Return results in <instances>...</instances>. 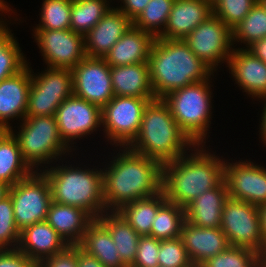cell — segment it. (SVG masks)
I'll list each match as a JSON object with an SVG mask.
<instances>
[{"label":"cell","mask_w":266,"mask_h":267,"mask_svg":"<svg viewBox=\"0 0 266 267\" xmlns=\"http://www.w3.org/2000/svg\"><path fill=\"white\" fill-rule=\"evenodd\" d=\"M119 149L111 163L102 168L106 211H117L131 201L161 191L162 165L129 147Z\"/></svg>","instance_id":"cell-1"},{"label":"cell","mask_w":266,"mask_h":267,"mask_svg":"<svg viewBox=\"0 0 266 267\" xmlns=\"http://www.w3.org/2000/svg\"><path fill=\"white\" fill-rule=\"evenodd\" d=\"M193 148L194 152L162 165L161 190L168 201L182 208L224 181L225 159L207 151L204 144Z\"/></svg>","instance_id":"cell-2"},{"label":"cell","mask_w":266,"mask_h":267,"mask_svg":"<svg viewBox=\"0 0 266 267\" xmlns=\"http://www.w3.org/2000/svg\"><path fill=\"white\" fill-rule=\"evenodd\" d=\"M148 65L152 89L158 99L214 76V71L200 60L182 39L155 38Z\"/></svg>","instance_id":"cell-3"},{"label":"cell","mask_w":266,"mask_h":267,"mask_svg":"<svg viewBox=\"0 0 266 267\" xmlns=\"http://www.w3.org/2000/svg\"><path fill=\"white\" fill-rule=\"evenodd\" d=\"M195 145L176 123L169 106L156 98L145 107L139 132L127 147L163 165L182 157L187 150L192 152Z\"/></svg>","instance_id":"cell-4"},{"label":"cell","mask_w":266,"mask_h":267,"mask_svg":"<svg viewBox=\"0 0 266 267\" xmlns=\"http://www.w3.org/2000/svg\"><path fill=\"white\" fill-rule=\"evenodd\" d=\"M58 165V166H57ZM59 165L40 169L47 177L52 201L76 206L98 219L106 211L103 188V171L100 168Z\"/></svg>","instance_id":"cell-5"},{"label":"cell","mask_w":266,"mask_h":267,"mask_svg":"<svg viewBox=\"0 0 266 267\" xmlns=\"http://www.w3.org/2000/svg\"><path fill=\"white\" fill-rule=\"evenodd\" d=\"M12 128L9 131L18 141L22 158L33 171H39L44 164L47 168L46 164H53L59 158L61 161L62 156L73 152L63 142L55 116L25 117L20 122L19 132Z\"/></svg>","instance_id":"cell-6"},{"label":"cell","mask_w":266,"mask_h":267,"mask_svg":"<svg viewBox=\"0 0 266 267\" xmlns=\"http://www.w3.org/2000/svg\"><path fill=\"white\" fill-rule=\"evenodd\" d=\"M211 81L193 83L170 92L162 99L180 128L195 144L206 143L212 118ZM210 123V124H209Z\"/></svg>","instance_id":"cell-7"},{"label":"cell","mask_w":266,"mask_h":267,"mask_svg":"<svg viewBox=\"0 0 266 267\" xmlns=\"http://www.w3.org/2000/svg\"><path fill=\"white\" fill-rule=\"evenodd\" d=\"M9 195L19 231L47 219L52 193L50 183L42 171H33L10 186Z\"/></svg>","instance_id":"cell-8"},{"label":"cell","mask_w":266,"mask_h":267,"mask_svg":"<svg viewBox=\"0 0 266 267\" xmlns=\"http://www.w3.org/2000/svg\"><path fill=\"white\" fill-rule=\"evenodd\" d=\"M150 101L151 98L114 96L101 108L102 127L110 144L127 147L136 138L144 109Z\"/></svg>","instance_id":"cell-9"},{"label":"cell","mask_w":266,"mask_h":267,"mask_svg":"<svg viewBox=\"0 0 266 267\" xmlns=\"http://www.w3.org/2000/svg\"><path fill=\"white\" fill-rule=\"evenodd\" d=\"M220 229L230 246L249 248L257 254L263 249L259 209L251 203L228 198L223 205Z\"/></svg>","instance_id":"cell-10"},{"label":"cell","mask_w":266,"mask_h":267,"mask_svg":"<svg viewBox=\"0 0 266 267\" xmlns=\"http://www.w3.org/2000/svg\"><path fill=\"white\" fill-rule=\"evenodd\" d=\"M190 50L214 72L233 53V33L218 17L211 15L183 39ZM233 46V47H232Z\"/></svg>","instance_id":"cell-11"},{"label":"cell","mask_w":266,"mask_h":267,"mask_svg":"<svg viewBox=\"0 0 266 267\" xmlns=\"http://www.w3.org/2000/svg\"><path fill=\"white\" fill-rule=\"evenodd\" d=\"M32 31L47 67L72 70L86 57L85 36L71 29Z\"/></svg>","instance_id":"cell-12"},{"label":"cell","mask_w":266,"mask_h":267,"mask_svg":"<svg viewBox=\"0 0 266 267\" xmlns=\"http://www.w3.org/2000/svg\"><path fill=\"white\" fill-rule=\"evenodd\" d=\"M55 118L60 136L71 150L72 144H76L74 140L89 136L102 127L101 107L74 94L62 101Z\"/></svg>","instance_id":"cell-13"},{"label":"cell","mask_w":266,"mask_h":267,"mask_svg":"<svg viewBox=\"0 0 266 267\" xmlns=\"http://www.w3.org/2000/svg\"><path fill=\"white\" fill-rule=\"evenodd\" d=\"M71 71L77 97L101 108L114 97L110 66L104 58L86 56Z\"/></svg>","instance_id":"cell-14"},{"label":"cell","mask_w":266,"mask_h":267,"mask_svg":"<svg viewBox=\"0 0 266 267\" xmlns=\"http://www.w3.org/2000/svg\"><path fill=\"white\" fill-rule=\"evenodd\" d=\"M224 181L229 198L257 207L266 204V168L263 166L250 160L230 163L225 159Z\"/></svg>","instance_id":"cell-15"},{"label":"cell","mask_w":266,"mask_h":267,"mask_svg":"<svg viewBox=\"0 0 266 267\" xmlns=\"http://www.w3.org/2000/svg\"><path fill=\"white\" fill-rule=\"evenodd\" d=\"M226 67L229 68V73L243 92L251 95L253 99H266L265 62L255 57L244 46L234 48Z\"/></svg>","instance_id":"cell-16"},{"label":"cell","mask_w":266,"mask_h":267,"mask_svg":"<svg viewBox=\"0 0 266 267\" xmlns=\"http://www.w3.org/2000/svg\"><path fill=\"white\" fill-rule=\"evenodd\" d=\"M69 245L45 220L20 231L18 250L40 265L44 260L61 253Z\"/></svg>","instance_id":"cell-17"},{"label":"cell","mask_w":266,"mask_h":267,"mask_svg":"<svg viewBox=\"0 0 266 267\" xmlns=\"http://www.w3.org/2000/svg\"><path fill=\"white\" fill-rule=\"evenodd\" d=\"M180 238L191 263L195 265H201L230 246L220 228L196 227L186 220L182 224Z\"/></svg>","instance_id":"cell-18"},{"label":"cell","mask_w":266,"mask_h":267,"mask_svg":"<svg viewBox=\"0 0 266 267\" xmlns=\"http://www.w3.org/2000/svg\"><path fill=\"white\" fill-rule=\"evenodd\" d=\"M132 25L133 22L125 14L112 6L85 35L86 56L104 58Z\"/></svg>","instance_id":"cell-19"},{"label":"cell","mask_w":266,"mask_h":267,"mask_svg":"<svg viewBox=\"0 0 266 267\" xmlns=\"http://www.w3.org/2000/svg\"><path fill=\"white\" fill-rule=\"evenodd\" d=\"M211 15V0H175L167 25L159 38L183 40Z\"/></svg>","instance_id":"cell-20"},{"label":"cell","mask_w":266,"mask_h":267,"mask_svg":"<svg viewBox=\"0 0 266 267\" xmlns=\"http://www.w3.org/2000/svg\"><path fill=\"white\" fill-rule=\"evenodd\" d=\"M31 87V67L26 66L16 75L0 81V122L8 129L15 117L21 121L26 116Z\"/></svg>","instance_id":"cell-21"},{"label":"cell","mask_w":266,"mask_h":267,"mask_svg":"<svg viewBox=\"0 0 266 267\" xmlns=\"http://www.w3.org/2000/svg\"><path fill=\"white\" fill-rule=\"evenodd\" d=\"M94 218L82 208L51 202L46 221L69 246L81 243Z\"/></svg>","instance_id":"cell-22"},{"label":"cell","mask_w":266,"mask_h":267,"mask_svg":"<svg viewBox=\"0 0 266 267\" xmlns=\"http://www.w3.org/2000/svg\"><path fill=\"white\" fill-rule=\"evenodd\" d=\"M154 37L133 25L114 44L104 59L110 67L148 63Z\"/></svg>","instance_id":"cell-23"},{"label":"cell","mask_w":266,"mask_h":267,"mask_svg":"<svg viewBox=\"0 0 266 267\" xmlns=\"http://www.w3.org/2000/svg\"><path fill=\"white\" fill-rule=\"evenodd\" d=\"M228 198L227 186L223 181L185 207V220L196 227L220 228L223 205Z\"/></svg>","instance_id":"cell-24"},{"label":"cell","mask_w":266,"mask_h":267,"mask_svg":"<svg viewBox=\"0 0 266 267\" xmlns=\"http://www.w3.org/2000/svg\"><path fill=\"white\" fill-rule=\"evenodd\" d=\"M110 74L114 96L156 99L148 63L110 67Z\"/></svg>","instance_id":"cell-25"},{"label":"cell","mask_w":266,"mask_h":267,"mask_svg":"<svg viewBox=\"0 0 266 267\" xmlns=\"http://www.w3.org/2000/svg\"><path fill=\"white\" fill-rule=\"evenodd\" d=\"M78 246L96 257L105 267H127L119 256L108 228L99 219L90 223Z\"/></svg>","instance_id":"cell-26"},{"label":"cell","mask_w":266,"mask_h":267,"mask_svg":"<svg viewBox=\"0 0 266 267\" xmlns=\"http://www.w3.org/2000/svg\"><path fill=\"white\" fill-rule=\"evenodd\" d=\"M98 219L108 228L122 262L130 267L136 258L141 236L116 211L104 212Z\"/></svg>","instance_id":"cell-27"},{"label":"cell","mask_w":266,"mask_h":267,"mask_svg":"<svg viewBox=\"0 0 266 267\" xmlns=\"http://www.w3.org/2000/svg\"><path fill=\"white\" fill-rule=\"evenodd\" d=\"M162 190L150 197L131 201L116 212L140 235H150L159 207L166 201Z\"/></svg>","instance_id":"cell-28"},{"label":"cell","mask_w":266,"mask_h":267,"mask_svg":"<svg viewBox=\"0 0 266 267\" xmlns=\"http://www.w3.org/2000/svg\"><path fill=\"white\" fill-rule=\"evenodd\" d=\"M32 172L22 158L17 139L8 131L0 139V181L13 186Z\"/></svg>","instance_id":"cell-29"},{"label":"cell","mask_w":266,"mask_h":267,"mask_svg":"<svg viewBox=\"0 0 266 267\" xmlns=\"http://www.w3.org/2000/svg\"><path fill=\"white\" fill-rule=\"evenodd\" d=\"M31 88L39 95L55 96L61 101L73 95V76L69 69L47 67L40 74H33Z\"/></svg>","instance_id":"cell-30"},{"label":"cell","mask_w":266,"mask_h":267,"mask_svg":"<svg viewBox=\"0 0 266 267\" xmlns=\"http://www.w3.org/2000/svg\"><path fill=\"white\" fill-rule=\"evenodd\" d=\"M109 0H72L70 29L85 36L112 8Z\"/></svg>","instance_id":"cell-31"},{"label":"cell","mask_w":266,"mask_h":267,"mask_svg":"<svg viewBox=\"0 0 266 267\" xmlns=\"http://www.w3.org/2000/svg\"><path fill=\"white\" fill-rule=\"evenodd\" d=\"M5 21L0 25V81L12 77L29 63Z\"/></svg>","instance_id":"cell-32"},{"label":"cell","mask_w":266,"mask_h":267,"mask_svg":"<svg viewBox=\"0 0 266 267\" xmlns=\"http://www.w3.org/2000/svg\"><path fill=\"white\" fill-rule=\"evenodd\" d=\"M185 221V208L166 200L158 209L150 236L157 240L179 238Z\"/></svg>","instance_id":"cell-33"},{"label":"cell","mask_w":266,"mask_h":267,"mask_svg":"<svg viewBox=\"0 0 266 267\" xmlns=\"http://www.w3.org/2000/svg\"><path fill=\"white\" fill-rule=\"evenodd\" d=\"M175 0H150L133 26L158 38L164 31Z\"/></svg>","instance_id":"cell-34"},{"label":"cell","mask_w":266,"mask_h":267,"mask_svg":"<svg viewBox=\"0 0 266 267\" xmlns=\"http://www.w3.org/2000/svg\"><path fill=\"white\" fill-rule=\"evenodd\" d=\"M233 44H246L266 37V8L258 1L244 19L232 30Z\"/></svg>","instance_id":"cell-35"},{"label":"cell","mask_w":266,"mask_h":267,"mask_svg":"<svg viewBox=\"0 0 266 267\" xmlns=\"http://www.w3.org/2000/svg\"><path fill=\"white\" fill-rule=\"evenodd\" d=\"M72 0H43L40 22L34 30L70 29Z\"/></svg>","instance_id":"cell-36"},{"label":"cell","mask_w":266,"mask_h":267,"mask_svg":"<svg viewBox=\"0 0 266 267\" xmlns=\"http://www.w3.org/2000/svg\"><path fill=\"white\" fill-rule=\"evenodd\" d=\"M212 13L233 30L258 0H211Z\"/></svg>","instance_id":"cell-37"},{"label":"cell","mask_w":266,"mask_h":267,"mask_svg":"<svg viewBox=\"0 0 266 267\" xmlns=\"http://www.w3.org/2000/svg\"><path fill=\"white\" fill-rule=\"evenodd\" d=\"M20 231L14 219V210L10 195L0 200V250L17 249Z\"/></svg>","instance_id":"cell-38"},{"label":"cell","mask_w":266,"mask_h":267,"mask_svg":"<svg viewBox=\"0 0 266 267\" xmlns=\"http://www.w3.org/2000/svg\"><path fill=\"white\" fill-rule=\"evenodd\" d=\"M258 254L245 247L229 246L214 257L204 261L202 267H248Z\"/></svg>","instance_id":"cell-39"},{"label":"cell","mask_w":266,"mask_h":267,"mask_svg":"<svg viewBox=\"0 0 266 267\" xmlns=\"http://www.w3.org/2000/svg\"><path fill=\"white\" fill-rule=\"evenodd\" d=\"M158 262L161 267H190L192 265L180 237L160 241Z\"/></svg>","instance_id":"cell-40"},{"label":"cell","mask_w":266,"mask_h":267,"mask_svg":"<svg viewBox=\"0 0 266 267\" xmlns=\"http://www.w3.org/2000/svg\"><path fill=\"white\" fill-rule=\"evenodd\" d=\"M61 103L59 98L39 95L30 87L25 117L55 116Z\"/></svg>","instance_id":"cell-41"},{"label":"cell","mask_w":266,"mask_h":267,"mask_svg":"<svg viewBox=\"0 0 266 267\" xmlns=\"http://www.w3.org/2000/svg\"><path fill=\"white\" fill-rule=\"evenodd\" d=\"M160 240L153 236H141L138 242L136 258L130 267H157L159 266Z\"/></svg>","instance_id":"cell-42"},{"label":"cell","mask_w":266,"mask_h":267,"mask_svg":"<svg viewBox=\"0 0 266 267\" xmlns=\"http://www.w3.org/2000/svg\"><path fill=\"white\" fill-rule=\"evenodd\" d=\"M0 267H38V265L18 249H2Z\"/></svg>","instance_id":"cell-43"},{"label":"cell","mask_w":266,"mask_h":267,"mask_svg":"<svg viewBox=\"0 0 266 267\" xmlns=\"http://www.w3.org/2000/svg\"><path fill=\"white\" fill-rule=\"evenodd\" d=\"M38 267H77V246H68L61 253L44 260Z\"/></svg>","instance_id":"cell-44"},{"label":"cell","mask_w":266,"mask_h":267,"mask_svg":"<svg viewBox=\"0 0 266 267\" xmlns=\"http://www.w3.org/2000/svg\"><path fill=\"white\" fill-rule=\"evenodd\" d=\"M120 7H116L125 14L132 22L145 9L150 0H120Z\"/></svg>","instance_id":"cell-45"},{"label":"cell","mask_w":266,"mask_h":267,"mask_svg":"<svg viewBox=\"0 0 266 267\" xmlns=\"http://www.w3.org/2000/svg\"><path fill=\"white\" fill-rule=\"evenodd\" d=\"M77 267H105L96 257L90 256L77 245Z\"/></svg>","instance_id":"cell-46"},{"label":"cell","mask_w":266,"mask_h":267,"mask_svg":"<svg viewBox=\"0 0 266 267\" xmlns=\"http://www.w3.org/2000/svg\"><path fill=\"white\" fill-rule=\"evenodd\" d=\"M246 49L266 63V37L254 42Z\"/></svg>","instance_id":"cell-47"},{"label":"cell","mask_w":266,"mask_h":267,"mask_svg":"<svg viewBox=\"0 0 266 267\" xmlns=\"http://www.w3.org/2000/svg\"><path fill=\"white\" fill-rule=\"evenodd\" d=\"M260 213L261 237L263 249L266 247V204L258 207Z\"/></svg>","instance_id":"cell-48"},{"label":"cell","mask_w":266,"mask_h":267,"mask_svg":"<svg viewBox=\"0 0 266 267\" xmlns=\"http://www.w3.org/2000/svg\"><path fill=\"white\" fill-rule=\"evenodd\" d=\"M264 102V109L262 110L261 114V121H260V126H259V134L261 135L260 137L262 138L261 140L263 141L264 145H266V99L263 100Z\"/></svg>","instance_id":"cell-49"},{"label":"cell","mask_w":266,"mask_h":267,"mask_svg":"<svg viewBox=\"0 0 266 267\" xmlns=\"http://www.w3.org/2000/svg\"><path fill=\"white\" fill-rule=\"evenodd\" d=\"M10 186L2 181H0V200L4 199L9 195Z\"/></svg>","instance_id":"cell-50"},{"label":"cell","mask_w":266,"mask_h":267,"mask_svg":"<svg viewBox=\"0 0 266 267\" xmlns=\"http://www.w3.org/2000/svg\"><path fill=\"white\" fill-rule=\"evenodd\" d=\"M0 11L2 13L4 12V16H6L5 13H9L11 11H12L11 13H13V10L11 8H9L8 3L6 4V1H4V0H0ZM0 15L2 16L1 13H0Z\"/></svg>","instance_id":"cell-51"},{"label":"cell","mask_w":266,"mask_h":267,"mask_svg":"<svg viewBox=\"0 0 266 267\" xmlns=\"http://www.w3.org/2000/svg\"><path fill=\"white\" fill-rule=\"evenodd\" d=\"M248 267H264V266L260 257L258 256Z\"/></svg>","instance_id":"cell-52"},{"label":"cell","mask_w":266,"mask_h":267,"mask_svg":"<svg viewBox=\"0 0 266 267\" xmlns=\"http://www.w3.org/2000/svg\"><path fill=\"white\" fill-rule=\"evenodd\" d=\"M258 256L260 257L263 266L266 267V247L262 249V251L258 254Z\"/></svg>","instance_id":"cell-53"},{"label":"cell","mask_w":266,"mask_h":267,"mask_svg":"<svg viewBox=\"0 0 266 267\" xmlns=\"http://www.w3.org/2000/svg\"><path fill=\"white\" fill-rule=\"evenodd\" d=\"M9 131V129L0 122V139Z\"/></svg>","instance_id":"cell-54"},{"label":"cell","mask_w":266,"mask_h":267,"mask_svg":"<svg viewBox=\"0 0 266 267\" xmlns=\"http://www.w3.org/2000/svg\"><path fill=\"white\" fill-rule=\"evenodd\" d=\"M266 8V0H258Z\"/></svg>","instance_id":"cell-55"},{"label":"cell","mask_w":266,"mask_h":267,"mask_svg":"<svg viewBox=\"0 0 266 267\" xmlns=\"http://www.w3.org/2000/svg\"><path fill=\"white\" fill-rule=\"evenodd\" d=\"M190 267H202L201 265L192 264Z\"/></svg>","instance_id":"cell-56"},{"label":"cell","mask_w":266,"mask_h":267,"mask_svg":"<svg viewBox=\"0 0 266 267\" xmlns=\"http://www.w3.org/2000/svg\"><path fill=\"white\" fill-rule=\"evenodd\" d=\"M2 17H0V25L4 22L3 21V18L1 19Z\"/></svg>","instance_id":"cell-57"}]
</instances>
